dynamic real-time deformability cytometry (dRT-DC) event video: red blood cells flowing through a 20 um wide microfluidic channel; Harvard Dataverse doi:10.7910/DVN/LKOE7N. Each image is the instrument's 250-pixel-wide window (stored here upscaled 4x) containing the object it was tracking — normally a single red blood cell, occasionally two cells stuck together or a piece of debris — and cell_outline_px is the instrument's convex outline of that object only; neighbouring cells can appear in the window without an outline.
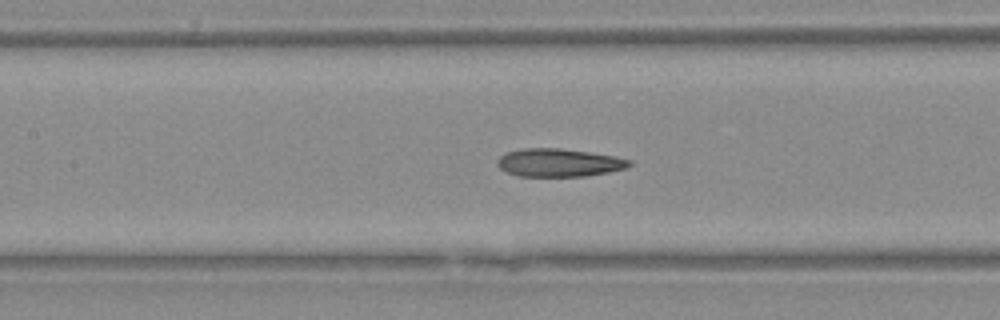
{"species": "Egyptian fruit bat (a non-hibernating species)", "species_latin": "Rousettus aegyptiacus", "temperature_condition": "warm", "stored_images_in_passage": 42, "camera_frame_rate_fps": 3000, "um_per_image_px": 0.085, "animal": {"sex": "female"}, "frame": {"image": 1, "passage_image": 19, "time_ms": 6.0, "image_size_px": [1000, 320], "cell_outline_px": [[632, 164], [628, 168], [608, 172], [584, 176], [520, 176], [508, 172], [500, 168], [496, 164], [496, 160], [504, 152], [524, 148], [560, 148], [616, 156], [632, 160]], "centroid_in_image_um": [47.51, 13.82], "position_along_channel_um": 159.9, "area_um2": 21.68}}
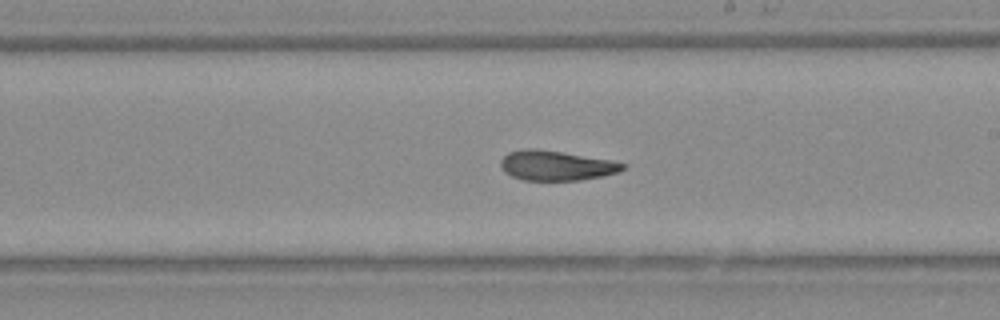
{"frame": {"image": 2, "passage_image": 24, "time_ms": 7.667, "image_size_px": [1000, 320], "cell_outline_px": [[628, 164], [624, 168], [616, 172], [604, 176], [580, 180], [524, 180], [512, 176], [504, 172], [500, 164], [500, 160], [508, 152], [524, 148], [540, 148], [608, 160]], "centroid_in_image_um": [47.23, 14.06], "position_along_channel_um": 241.8, "area_um2": 21.21}}
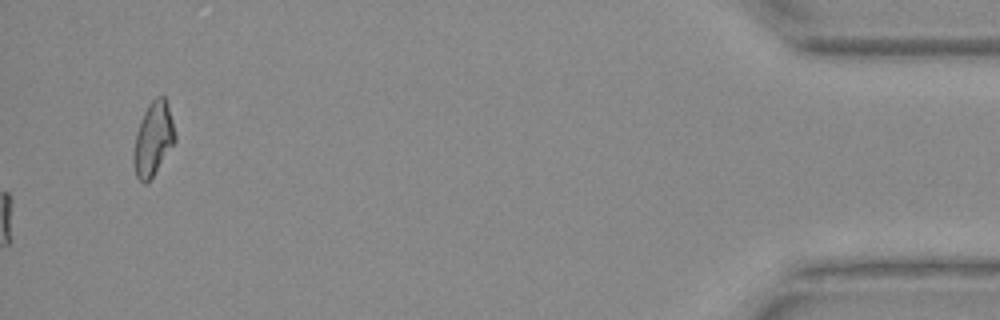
{"frame": {"image": 3, "passage_image": 42, "time_ms": 13.667, "image_size_px": [1000, 320], "cell_outline_px": [[176, 140], [152, 176], [144, 184], [136, 176], [132, 160], [132, 156], [136, 132], [140, 120], [148, 104], [156, 96], [164, 96], [172, 120], [176, 136]], "centroid_in_image_um": [12.99, 11.8], "position_along_channel_um": 422.2, "area_um2": 17.51}}